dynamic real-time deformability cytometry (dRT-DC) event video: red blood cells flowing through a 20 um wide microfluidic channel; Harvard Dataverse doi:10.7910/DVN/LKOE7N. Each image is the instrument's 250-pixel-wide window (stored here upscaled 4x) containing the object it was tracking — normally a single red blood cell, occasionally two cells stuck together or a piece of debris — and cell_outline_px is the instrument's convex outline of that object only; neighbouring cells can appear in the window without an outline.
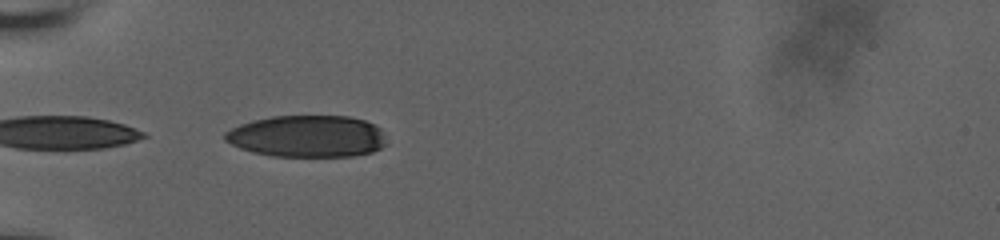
{"species": "human", "species_latin": "Homo sapiens", "temperature_condition": "room temperature", "stored_images_in_passage": 12, "camera_frame_rate_fps": 3000, "um_per_image_px": 0.085, "donor": {"sex": "male"}, "frame": {"image": 1, "passage_image": 1, "time_ms": 0.0, "image_size_px": [1000, 240], "cell_outline_px": [[388, 144], [372, 152], [352, 156], [272, 156], [252, 152], [240, 148], [224, 140], [224, 132], [240, 124], [252, 120], [272, 116], [348, 116], [364, 120], [376, 124], [380, 128]], "centroid_in_image_um": [26.13, 11.58], "position_along_channel_um": 58.9, "area_um2": 39.59}}
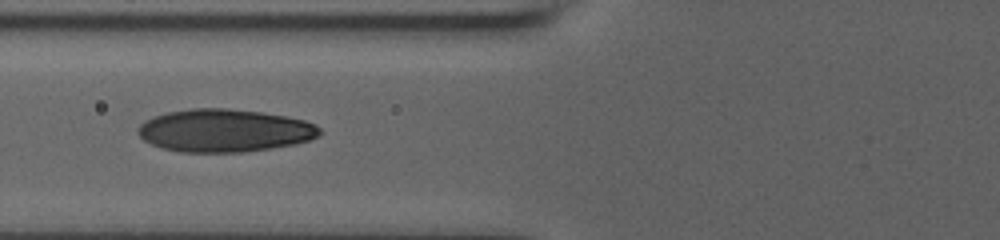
{"frame": {"image": 2, "passage_image": 6, "time_ms": 1.667, "image_size_px": [1000, 240], "cell_outline_px": [[324, 132], [320, 136], [296, 144], [272, 148], [244, 152], [180, 152], [164, 148], [152, 144], [144, 140], [136, 132], [136, 128], [144, 120], [168, 112], [192, 108], [228, 108], [260, 112], [288, 116], [304, 120], [316, 124]], "centroid_in_image_um": [19.11, 11.09], "position_along_channel_um": 106.7, "area_um2": 45.6}}
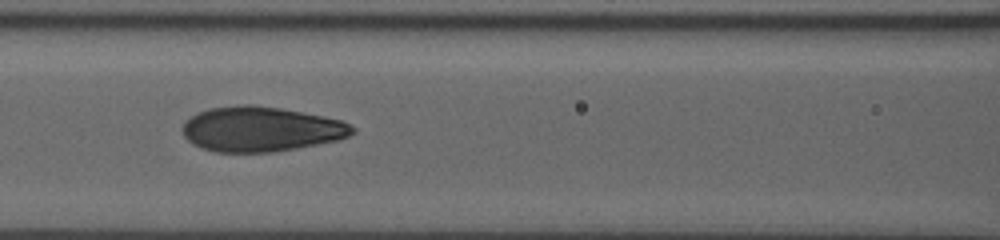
{"frame": {"image": 3, "passage_image": 9, "time_ms": 2.667, "image_size_px": [1000, 240], "cell_outline_px": [[356, 132], [340, 140], [296, 148], [272, 152], [216, 152], [200, 148], [192, 144], [184, 136], [184, 124], [192, 116], [208, 108], [244, 104], [252, 104], [280, 108], [324, 116], [340, 120], [356, 128]], "centroid_in_image_um": [22.2, 10.98], "position_along_channel_um": 144.4, "area_um2": 44.39}}